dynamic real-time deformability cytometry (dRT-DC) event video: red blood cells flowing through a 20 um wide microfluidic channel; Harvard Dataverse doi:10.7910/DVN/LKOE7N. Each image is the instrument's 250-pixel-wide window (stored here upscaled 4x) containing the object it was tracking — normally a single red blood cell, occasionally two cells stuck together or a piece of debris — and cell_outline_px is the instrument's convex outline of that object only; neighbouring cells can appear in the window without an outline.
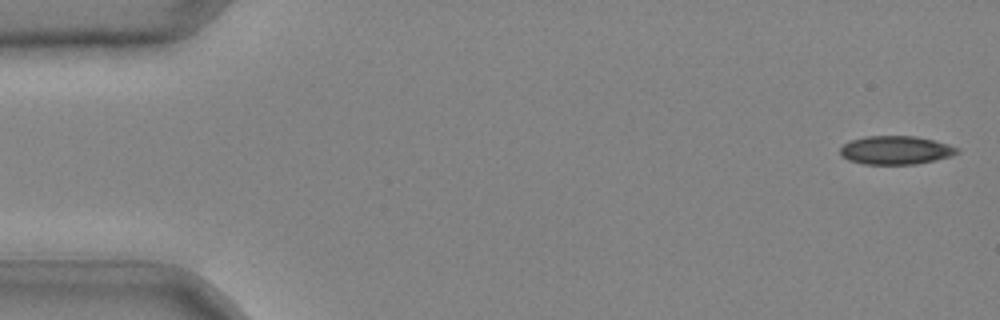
{"species": "common noctule bat (a hibernating species)", "species_latin": "Nyctalus noctula", "temperature_condition": "cold", "stored_images_in_passage": 40, "camera_frame_rate_fps": 3000, "um_per_image_px": 0.085, "animal": {"sex": "male", "body_mass_g": 20.4}, "frame": {"image": 1, "passage_image": 1, "time_ms": 0.0, "image_size_px": [1000, 320], "cell_outline_px": [[960, 152], [952, 156], [936, 160], [916, 164], [864, 164], [848, 160], [840, 156], [840, 148], [848, 140], [864, 136], [916, 136], [948, 144], [960, 148]], "centroid_in_image_um": [76.13, 12.76], "position_along_channel_um": 8.9, "area_um2": 19.65}}
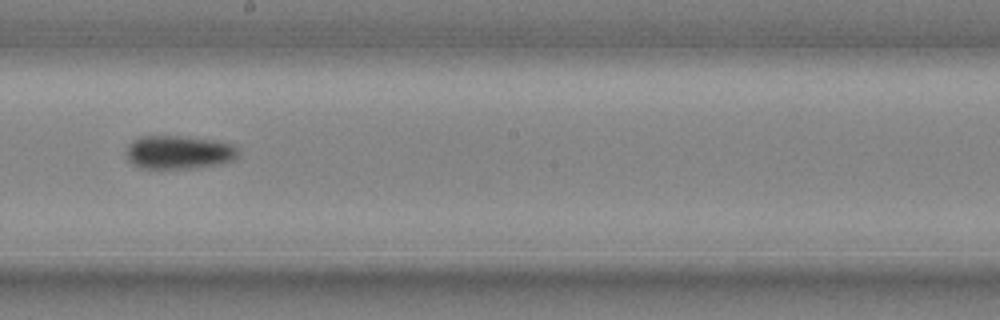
{"frame": {"image": 2, "passage_image": 24, "time_ms": 7.667, "image_size_px": [1000, 320], "cell_outline_px": [[240, 156], [232, 160], [216, 164], [192, 168], [140, 168], [132, 164], [128, 160], [128, 144], [132, 140], [140, 136], [180, 136], [220, 140], [232, 144], [240, 148]], "centroid_in_image_um": [15.25, 12.92], "position_along_channel_um": 233.0, "area_um2": 22.02}}
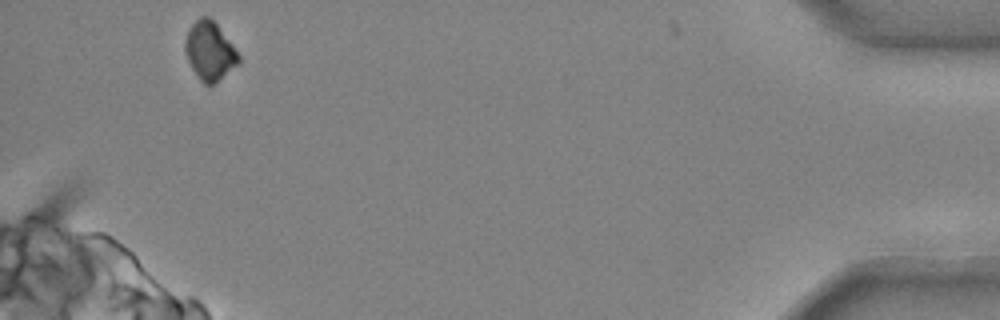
{"frame": {"image": 3, "passage_image": 40, "time_ms": 13.0, "image_size_px": [1000, 320], "cell_outline_px": [[240, 60], [236, 64], [208, 88], [200, 80], [192, 68], [188, 60], [184, 48], [184, 40], [188, 28], [200, 16], [208, 16], [216, 24], [232, 44], [240, 56]], "centroid_in_image_um": [17.78, 4.32], "position_along_channel_um": 417.4, "area_um2": 17.92}}